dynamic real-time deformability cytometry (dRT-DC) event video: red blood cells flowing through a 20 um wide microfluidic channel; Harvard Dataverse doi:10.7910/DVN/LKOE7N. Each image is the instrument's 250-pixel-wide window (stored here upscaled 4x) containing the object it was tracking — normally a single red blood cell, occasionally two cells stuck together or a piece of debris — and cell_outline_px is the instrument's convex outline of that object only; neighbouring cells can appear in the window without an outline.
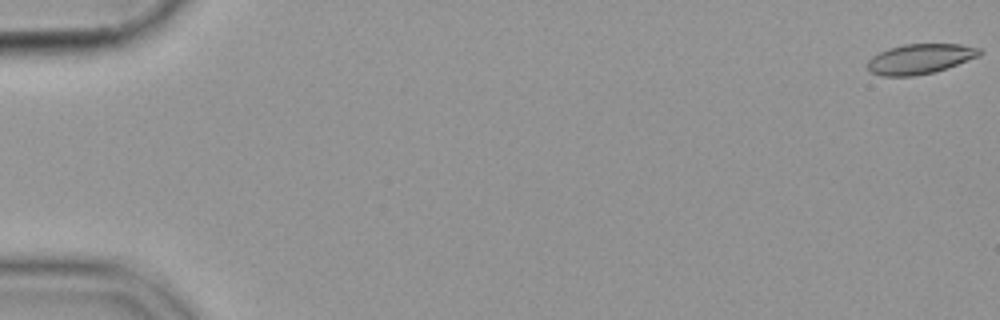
{"species": "common noctule bat (a hibernating species)", "species_latin": "Nyctalus noctula", "temperature_condition": "cold", "stored_images_in_passage": 17, "camera_frame_rate_fps": 3000, "um_per_image_px": 0.085, "animal": {"sex": "female", "body_mass_g": 19.9}, "frame": {"image": 1, "passage_image": 1, "time_ms": 0.0, "image_size_px": [1000, 320], "cell_outline_px": [[980, 56], [932, 72], [912, 76], [880, 76], [868, 72], [868, 60], [872, 56], [888, 48], [904, 44], [960, 44], [980, 48]], "centroid_in_image_um": [78.15, 5.0], "position_along_channel_um": 6.9, "area_um2": 19.42}}
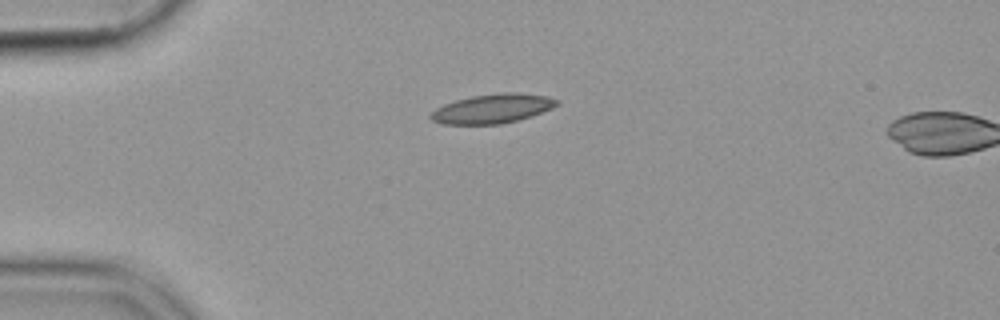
{"frame": {"image": 2, "passage_image": 15, "time_ms": 4.667, "image_size_px": [1000, 320], "cell_outline_px": [[560, 104], [552, 108], [532, 116], [500, 124], [440, 124], [432, 120], [428, 116], [436, 108], [444, 104], [456, 100], [472, 96], [504, 92], [516, 92], [548, 96], [560, 100]], "centroid_in_image_um": [41.88, 9.23], "position_along_channel_um": 43.1, "area_um2": 21.56}}